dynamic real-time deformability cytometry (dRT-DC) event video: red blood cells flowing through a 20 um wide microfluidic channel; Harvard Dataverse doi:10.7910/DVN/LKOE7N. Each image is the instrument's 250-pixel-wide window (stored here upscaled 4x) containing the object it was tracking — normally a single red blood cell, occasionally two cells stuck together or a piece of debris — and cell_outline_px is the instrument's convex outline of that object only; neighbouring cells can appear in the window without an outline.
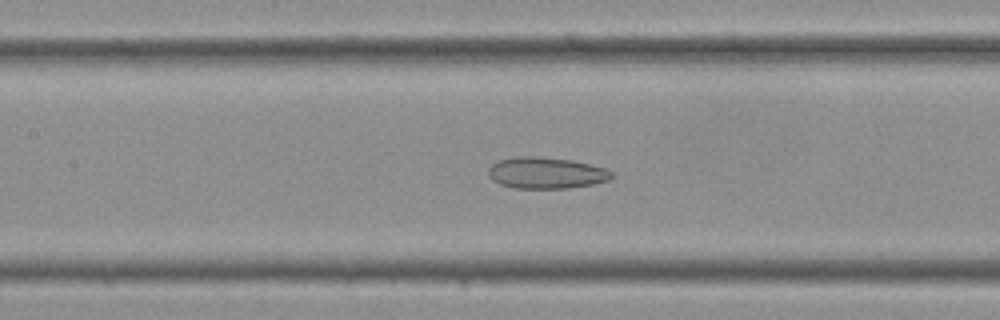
{"species": "Egyptian fruit bat (a non-hibernating species)", "species_latin": "Rousettus aegyptiacus", "temperature_condition": "cold", "stored_images_in_passage": 33, "camera_frame_rate_fps": 3000, "um_per_image_px": 0.085, "frame": {"image": 1, "passage_image": 13, "time_ms": 4.0, "image_size_px": [1000, 320], "cell_outline_px": [[612, 176], [608, 180], [592, 184], [568, 188], [512, 188], [500, 184], [492, 180], [488, 176], [488, 168], [492, 164], [500, 160], [516, 156], [532, 156], [572, 160], [608, 168], [612, 172]], "centroid_in_image_um": [46.4, 14.7], "position_along_channel_um": 161.0, "area_um2": 22.6}}
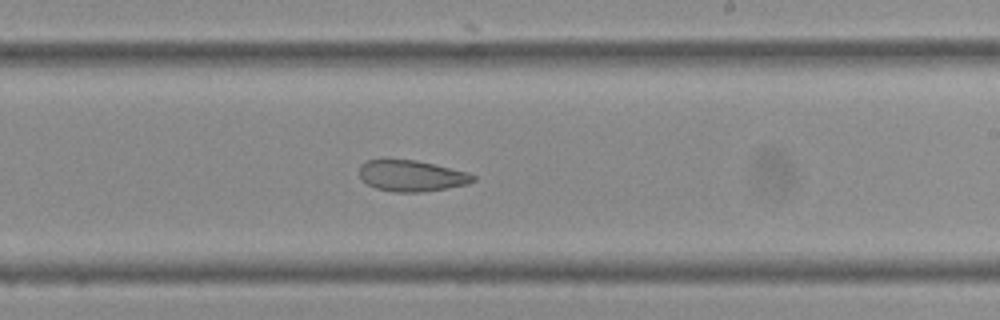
{"frame": {"image": 2, "passage_image": 18, "time_ms": 5.667, "image_size_px": [1000, 320], "cell_outline_px": [[476, 180], [468, 184], [448, 188], [420, 192], [396, 192], [376, 188], [368, 184], [360, 176], [360, 164], [368, 160], [380, 156], [384, 156], [416, 160], [468, 172], [476, 176]], "centroid_in_image_um": [34.95, 14.9], "position_along_channel_um": 254.0, "area_um2": 21.21}}
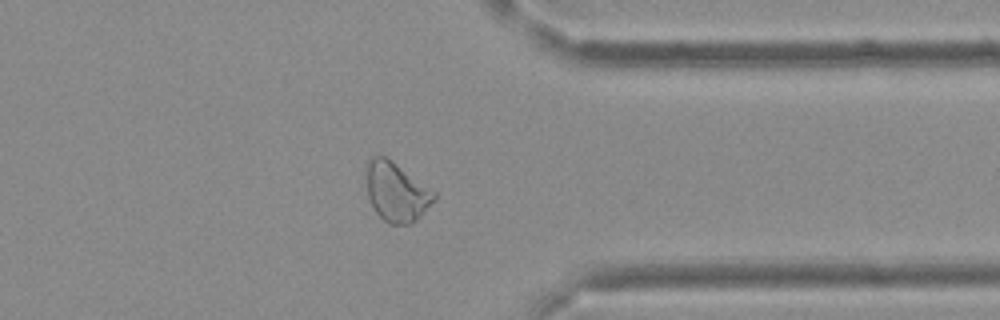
{"frame": {"image": 3, "passage_image": 25, "time_ms": 8.0, "image_size_px": [1000, 320], "cell_outline_px": [[436, 200], [412, 224], [388, 224], [376, 212], [368, 200], [368, 160], [372, 156], [384, 156], [392, 160], [436, 192]], "centroid_in_image_um": [33.73, 16.33], "position_along_channel_um": 377.7, "area_um2": 23.24}}